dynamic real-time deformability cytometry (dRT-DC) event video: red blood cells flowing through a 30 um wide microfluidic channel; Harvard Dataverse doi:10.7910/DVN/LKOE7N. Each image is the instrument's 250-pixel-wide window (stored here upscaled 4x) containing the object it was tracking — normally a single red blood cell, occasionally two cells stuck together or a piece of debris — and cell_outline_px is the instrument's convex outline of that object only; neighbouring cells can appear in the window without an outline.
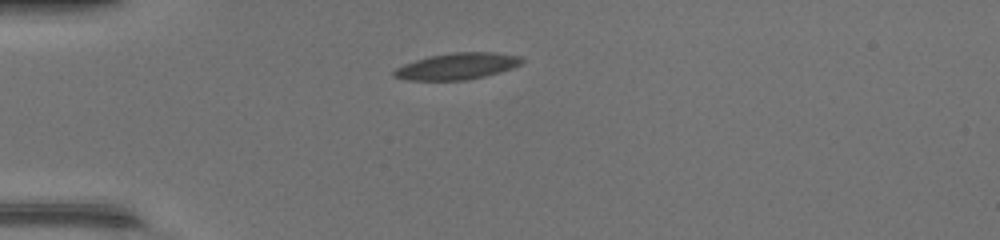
{"species": "common noctule bat (a hibernating species)", "species_latin": "Nyctalus noctula", "temperature_condition": "warm", "stored_images_in_passage": 37, "camera_frame_rate_fps": 3000, "um_per_image_px": 0.085, "animal": {"sex": "female", "body_mass_g": 17.0, "forearm_length_mm": 48.0}, "frame": {"image": 1, "passage_image": 2, "time_ms": 0.333, "image_size_px": [1000, 240], "cell_outline_px": [[524, 60], [520, 64], [512, 68], [500, 72], [468, 80], [404, 80], [392, 76], [392, 72], [396, 68], [404, 64], [428, 56], [452, 52], [492, 52], [520, 56]], "centroid_in_image_um": [38.83, 5.63], "position_along_channel_um": 46.2, "area_um2": 19.77}}
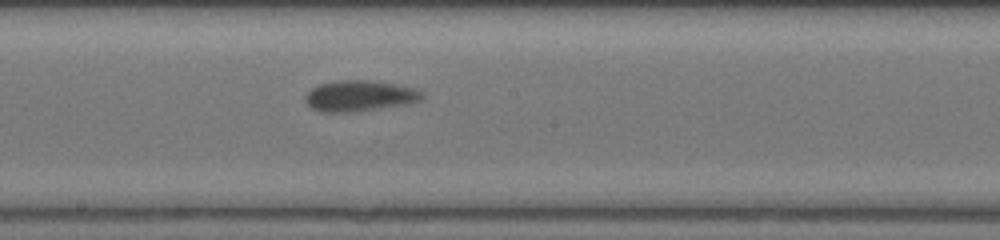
{"frame": {"image": 2, "passage_image": 16, "time_ms": 5.0, "image_size_px": [1000, 240], "cell_outline_px": [[424, 96], [420, 100], [408, 104], [356, 112], [320, 112], [312, 108], [304, 100], [304, 96], [312, 88], [320, 84], [336, 80], [368, 80], [396, 84], [416, 88], [424, 92]], "centroid_in_image_um": [30.58, 8.15], "position_along_channel_um": 217.6, "area_um2": 21.27}}
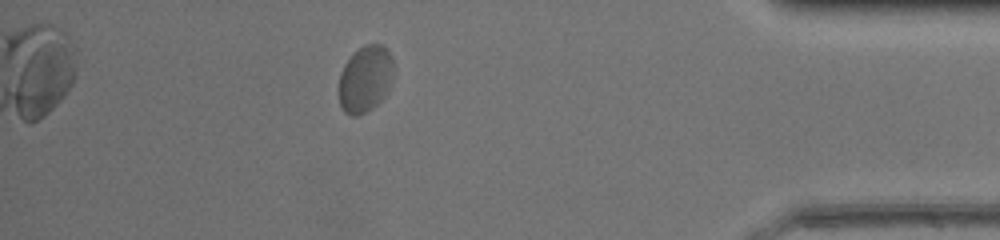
{"frame": {"image": 3, "passage_image": 32, "time_ms": 10.333, "image_size_px": [1000, 240], "cell_outline_px": [[392, 80], [388, 92], [372, 108], [356, 116], [352, 116], [344, 112], [340, 104], [340, 72], [344, 64], [364, 44], [380, 44], [392, 56]], "centroid_in_image_um": [31.05, 6.72], "position_along_channel_um": 404.1, "area_um2": 20.87}, "authors_computed_cell_mechanics": {"area_um2": 20.4034, "velocity_mm_per_s": 4.2435, "shape_relaxation_time_tau1_ms": 5.0621, "shape_relaxation_time_tau2_ms": 1.064, "deformation_change_tau1": 0.1547, "deformation_change_tau2": 0.0568}}